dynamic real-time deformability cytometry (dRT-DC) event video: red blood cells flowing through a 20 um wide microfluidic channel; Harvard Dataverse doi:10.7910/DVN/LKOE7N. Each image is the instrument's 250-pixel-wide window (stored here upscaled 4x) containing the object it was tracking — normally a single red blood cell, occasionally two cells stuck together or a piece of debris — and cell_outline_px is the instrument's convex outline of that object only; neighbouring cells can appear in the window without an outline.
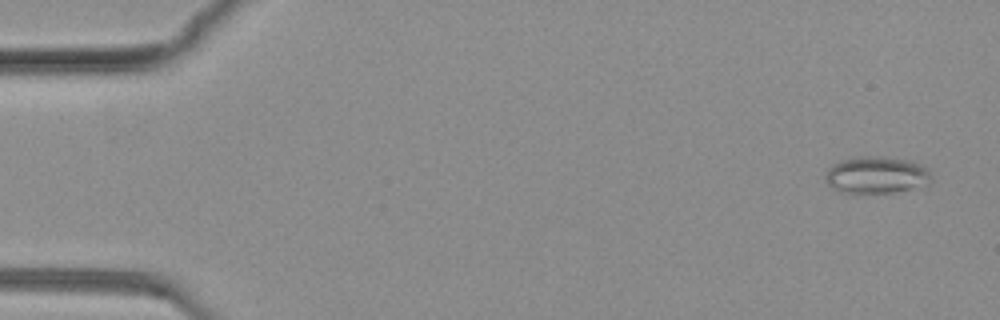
{"species": "common noctule bat (a hibernating species)", "species_latin": "Nyctalus noctula", "temperature_condition": "warm", "stored_images_in_passage": 17, "camera_frame_rate_fps": 3000, "um_per_image_px": 0.085, "animal": {"sex": "female", "body_mass_g": 19.3, "forearm_length_mm": 54.1}, "frame": {"image": 1, "passage_image": 1, "time_ms": 0.0, "image_size_px": [1000, 320], "cell_outline_px": [[932, 180], [928, 184], [892, 192], [840, 192], [832, 188], [828, 184], [824, 176], [828, 168], [832, 164], [840, 160], [856, 156], [880, 156], [908, 160], [920, 164], [928, 168], [932, 172]], "centroid_in_image_um": [74.49, 14.85], "position_along_channel_um": 10.5, "area_um2": 22.89}}